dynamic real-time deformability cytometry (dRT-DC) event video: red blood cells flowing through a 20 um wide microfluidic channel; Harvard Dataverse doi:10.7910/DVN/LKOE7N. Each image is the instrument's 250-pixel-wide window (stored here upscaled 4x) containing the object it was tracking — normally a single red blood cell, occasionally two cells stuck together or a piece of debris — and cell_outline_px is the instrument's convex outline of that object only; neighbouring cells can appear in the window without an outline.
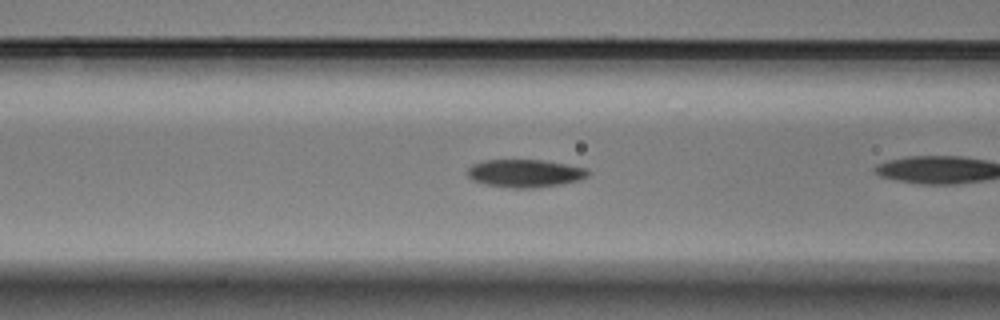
{"species": "Egyptian fruit bat (a non-hibernating species)", "species_latin": "Rousettus aegyptiacus", "temperature_condition": "warm", "stored_images_in_passage": 11, "camera_frame_rate_fps": 3000, "um_per_image_px": 0.085, "animal": {"sex": "male"}, "frame": {"image": 1, "passage_image": 7, "time_ms": 2.0, "image_size_px": [1000, 320], "cell_outline_px": [[588, 176], [580, 180], [564, 184], [536, 188], [512, 188], [484, 184], [472, 180], [468, 176], [468, 168], [472, 164], [484, 160], [544, 160], [588, 168]], "centroid_in_image_um": [44.64, 14.74], "position_along_channel_um": 122.0, "area_um2": 19.77}}
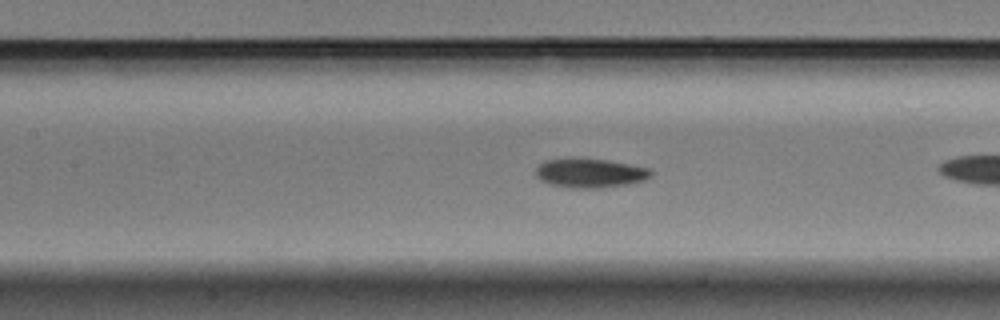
{"frame": {"image": 2, "passage_image": 10, "time_ms": 3.0, "image_size_px": [1000, 320], "cell_outline_px": [[652, 176], [644, 180], [624, 184], [600, 188], [572, 188], [548, 184], [540, 180], [536, 176], [536, 168], [544, 160], [608, 160], [652, 168]], "centroid_in_image_um": [50.18, 14.73], "position_along_channel_um": 157.2, "area_um2": 19.19}}